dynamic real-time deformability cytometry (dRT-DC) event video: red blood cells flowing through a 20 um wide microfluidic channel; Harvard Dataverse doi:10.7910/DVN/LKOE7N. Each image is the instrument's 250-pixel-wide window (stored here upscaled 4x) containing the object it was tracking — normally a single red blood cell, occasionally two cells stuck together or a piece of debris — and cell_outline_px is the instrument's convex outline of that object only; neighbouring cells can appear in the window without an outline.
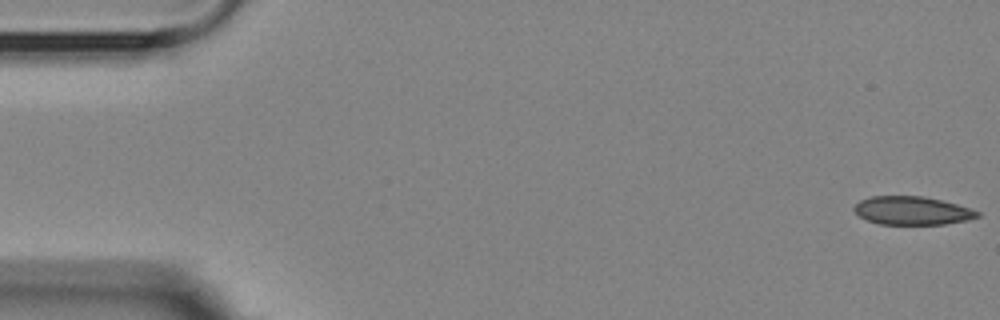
{"species": "Egyptian fruit bat (a non-hibernating species)", "species_latin": "Rousettus aegyptiacus", "temperature_condition": "room temperature", "stored_images_in_passage": 5, "camera_frame_rate_fps": 3000, "um_per_image_px": 0.085, "animal": {"sex": "female"}, "frame": {"image": 1, "passage_image": 1, "time_ms": 0.0, "image_size_px": [1000, 320], "cell_outline_px": [[980, 216], [968, 220], [944, 224], [880, 224], [868, 220], [860, 216], [852, 208], [860, 200], [872, 196], [924, 196], [972, 208], [980, 212]], "centroid_in_image_um": [77.55, 17.9], "position_along_channel_um": 7.4, "area_um2": 20.29}}
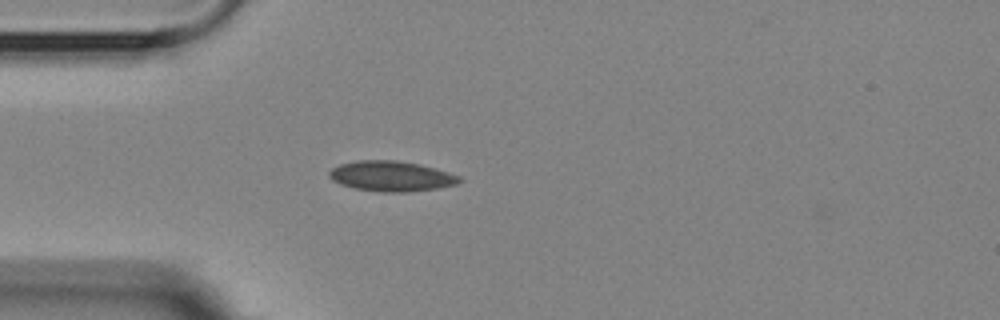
{"frame": {"image": 2, "passage_image": 5, "time_ms": 4.667, "image_size_px": [1000, 320], "cell_outline_px": [[464, 180], [456, 184], [436, 188], [404, 192], [384, 192], [356, 188], [340, 184], [332, 180], [328, 176], [328, 172], [332, 168], [340, 164], [356, 160], [396, 160], [420, 164], [448, 172], [460, 176]], "centroid_in_image_um": [33.25, 14.96], "position_along_channel_um": 51.8, "area_um2": 22.89}}